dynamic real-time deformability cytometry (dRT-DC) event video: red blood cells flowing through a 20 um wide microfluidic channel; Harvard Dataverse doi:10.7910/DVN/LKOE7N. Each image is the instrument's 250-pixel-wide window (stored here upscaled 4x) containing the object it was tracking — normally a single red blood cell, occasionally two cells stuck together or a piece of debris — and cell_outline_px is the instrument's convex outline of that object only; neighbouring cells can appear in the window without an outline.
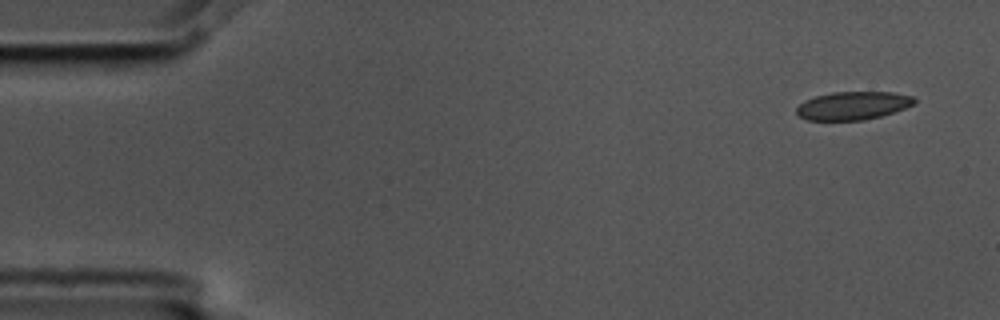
{"species": "common noctule bat (a hibernating species)", "species_latin": "Nyctalus noctula", "temperature_condition": "cold", "stored_images_in_passage": 6, "camera_frame_rate_fps": 3000, "um_per_image_px": 0.085, "animal": {"sex": "male", "body_mass_g": 17.5, "forearm_length_mm": 52.3}, "frame": {"image": 1, "passage_image": 1, "time_ms": 0.0, "image_size_px": [1000, 320], "cell_outline_px": [[916, 104], [880, 116], [864, 120], [804, 120], [796, 112], [796, 108], [804, 100], [816, 96], [832, 92], [892, 92], [916, 96]], "centroid_in_image_um": [72.51, 8.97], "position_along_channel_um": 12.5, "area_um2": 19.42}}
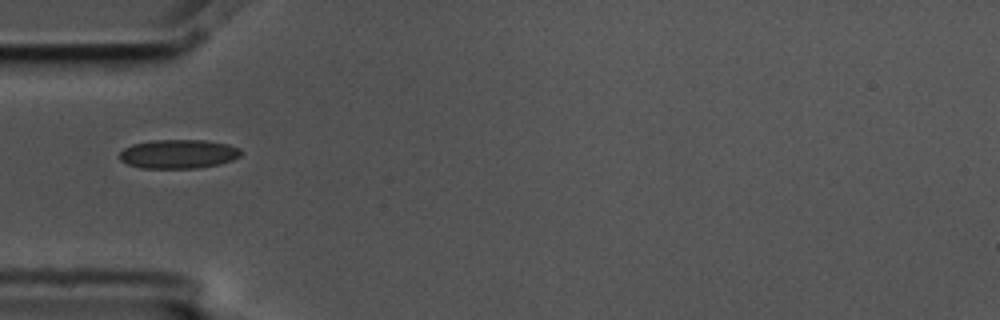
{"frame": {"image": 2, "passage_image": 5, "time_ms": 1.333, "image_size_px": [1000, 320], "cell_outline_px": [[244, 152], [240, 156], [232, 160], [220, 164], [196, 168], [140, 168], [128, 164], [120, 160], [120, 152], [124, 148], [132, 144], [152, 140], [204, 140], [228, 144], [240, 148]], "centroid_in_image_um": [15.18, 13.08], "position_along_channel_um": 69.8, "area_um2": 20.63}}